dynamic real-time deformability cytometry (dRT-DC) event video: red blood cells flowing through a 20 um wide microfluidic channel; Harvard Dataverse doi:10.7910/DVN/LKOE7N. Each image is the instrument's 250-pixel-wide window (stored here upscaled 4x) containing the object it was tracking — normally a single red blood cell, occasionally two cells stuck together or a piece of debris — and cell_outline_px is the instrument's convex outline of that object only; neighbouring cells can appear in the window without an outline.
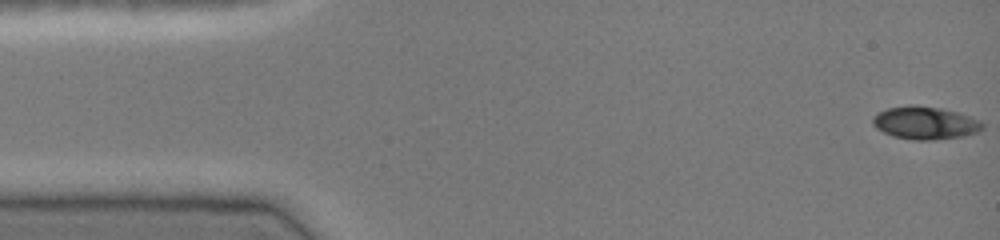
{"species": "common noctule bat (a hibernating species)", "species_latin": "Nyctalus noctula", "temperature_condition": "cold", "stored_images_in_passage": 47, "camera_frame_rate_fps": 3000, "um_per_image_px": 0.085, "animal": {"sex": "female", "body_mass_g": 19.0, "forearm_length_mm": 51.5}, "frame": {"image": 1, "passage_image": 1, "time_ms": 0.0, "image_size_px": [1000, 240], "cell_outline_px": [[984, 128], [976, 132], [964, 136], [932, 140], [916, 140], [892, 136], [876, 128], [872, 124], [872, 116], [888, 108], [912, 104], [940, 108], [960, 112], [980, 120], [984, 124]], "centroid_in_image_um": [78.65, 10.44], "position_along_channel_um": 6.4, "area_um2": 21.1}}
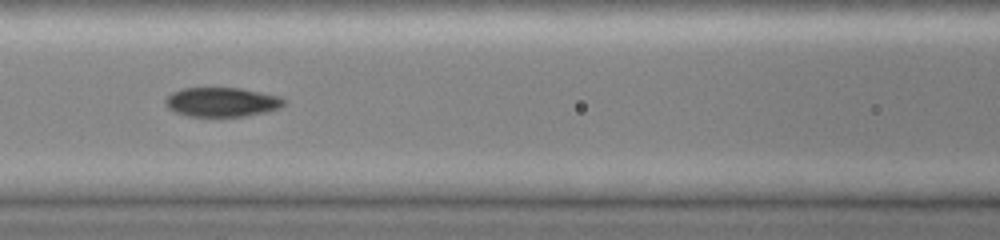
{"frame": {"image": 2, "passage_image": 20, "time_ms": 6.333, "image_size_px": [1000, 240], "cell_outline_px": [[284, 104], [280, 108], [264, 112], [244, 116], [188, 116], [176, 112], [168, 108], [164, 104], [164, 100], [172, 92], [180, 88], [240, 88], [280, 96], [284, 100]], "centroid_in_image_um": [18.82, 8.67], "position_along_channel_um": 147.8, "area_um2": 20.17}}
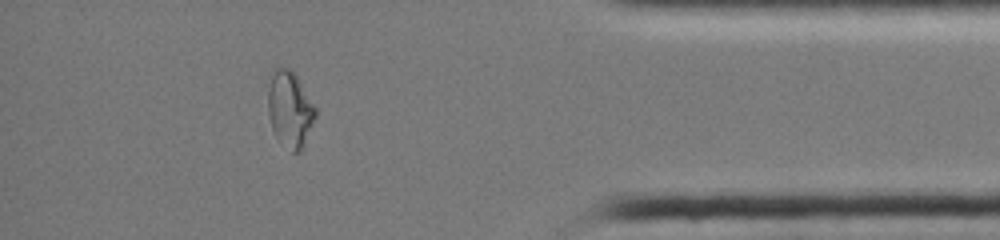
{"frame": {"image": 3, "passage_image": 41, "time_ms": 13.333, "image_size_px": [1000, 240], "cell_outline_px": [[316, 116], [304, 144], [300, 152], [292, 152], [276, 140], [272, 128], [268, 112], [268, 72], [272, 68], [288, 68], [296, 76], [316, 108]], "centroid_in_image_um": [24.6, 9.28], "position_along_channel_um": 410.6, "area_um2": 21.21}, "authors_computed_cell_mechanics": {"area_um2": 20.519, "velocity_mm_per_s": 4.0993, "shape_relaxation_time_tau1_ms": null, "shape_relaxation_time_tau2_ms": 3.0325, "deformation_change_tau1": null, "deformation_change_tau2": 0.054}}